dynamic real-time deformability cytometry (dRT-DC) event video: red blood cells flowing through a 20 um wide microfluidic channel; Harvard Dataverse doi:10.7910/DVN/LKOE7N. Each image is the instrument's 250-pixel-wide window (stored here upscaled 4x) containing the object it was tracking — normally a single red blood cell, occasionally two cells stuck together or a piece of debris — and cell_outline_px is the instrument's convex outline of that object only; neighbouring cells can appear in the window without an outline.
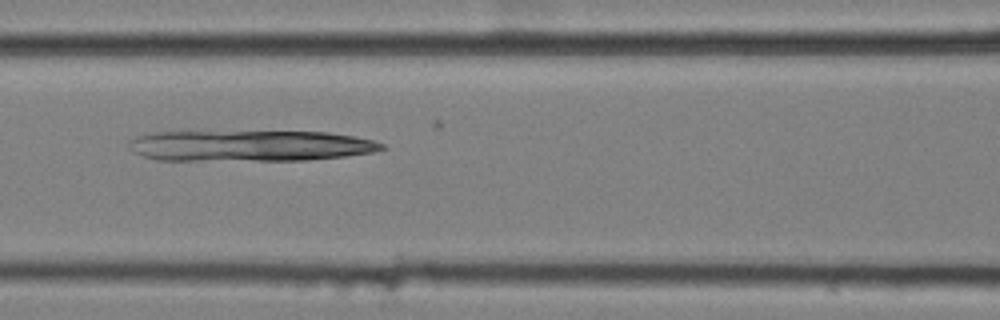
{"species": "common noctule bat (a hibernating species)", "species_latin": "Nyctalus noctula", "temperature_condition": "cold", "stored_images_in_passage": 9, "camera_frame_rate_fps": 3000, "um_per_image_px": 0.085, "animal": {"sex": "female", "body_mass_g": 25.1}, "frame": {"image": 1, "passage_image": 9, "time_ms": 2.667, "image_size_px": [1000, 320], "cell_outline_px": [[388, 148], [372, 152], [344, 156], [308, 160], [156, 160], [132, 152], [128, 144], [128, 140], [144, 132], [328, 132], [352, 136], [372, 140], [384, 144]], "centroid_in_image_um": [21.19, 12.39], "position_along_channel_um": 145.4, "area_um2": 45.72}}